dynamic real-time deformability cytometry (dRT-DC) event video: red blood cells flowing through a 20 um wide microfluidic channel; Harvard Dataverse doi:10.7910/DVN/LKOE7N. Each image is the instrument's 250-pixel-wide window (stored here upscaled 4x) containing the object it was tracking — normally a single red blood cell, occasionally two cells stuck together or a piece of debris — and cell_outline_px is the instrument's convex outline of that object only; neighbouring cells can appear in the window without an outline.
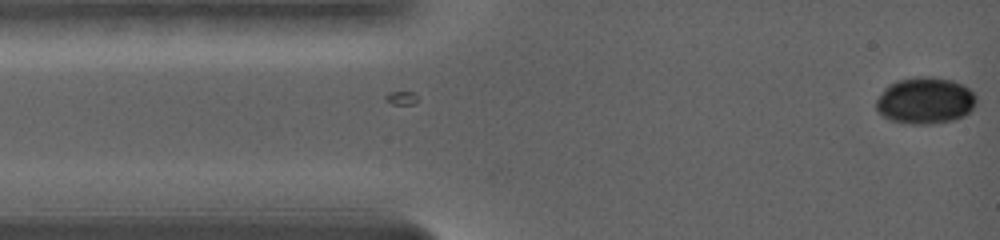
{"species": "common noctule bat (a hibernating species)", "species_latin": "Nyctalus noctula", "temperature_condition": "warm", "stored_images_in_passage": 36, "camera_frame_rate_fps": 5000, "um_per_image_px": 0.085, "animal": {"sex": "female", "body_mass_g": 19.0, "forearm_length_mm": 56.7}, "frame": {"image": 1, "passage_image": 1, "time_ms": 0.0, "image_size_px": [1000, 240], "cell_outline_px": [[972, 108], [968, 112], [952, 120], [928, 124], [916, 124], [892, 120], [884, 116], [876, 108], [876, 100], [892, 84], [900, 80], [948, 80], [960, 84], [968, 88], [972, 92]], "centroid_in_image_um": [78.61, 8.62], "position_along_channel_um": 6.4, "area_um2": 25.14}}
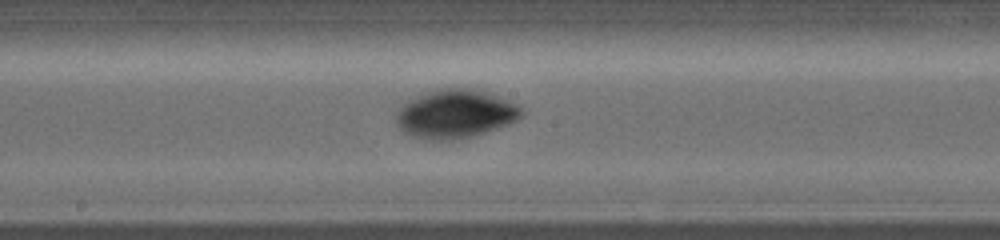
{"frame": {"image": 2, "passage_image": 20, "time_ms": 7.6, "image_size_px": [1000, 240], "cell_outline_px": [[524, 112], [516, 120], [508, 124], [460, 140], [436, 140], [412, 136], [404, 132], [396, 124], [396, 116], [400, 108], [408, 100], [428, 92], [440, 88], [468, 88], [484, 92], [496, 96], [516, 104]], "centroid_in_image_um": [38.68, 9.69], "position_along_channel_um": 209.5, "area_um2": 34.91}}
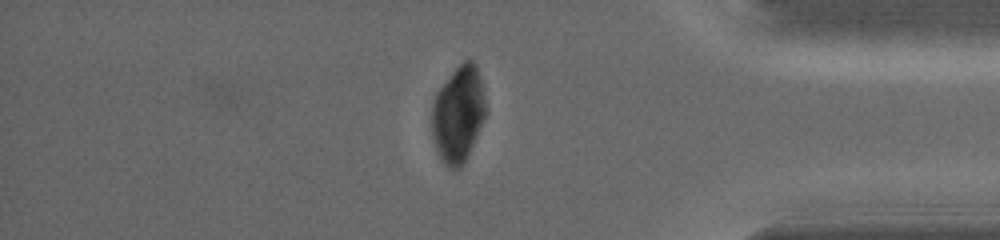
{"frame": {"image": 3, "passage_image": 36, "time_ms": 13.4, "image_size_px": [1000, 240], "cell_outline_px": [[484, 116], [468, 152], [460, 168], [448, 168], [440, 160], [432, 136], [432, 100], [436, 92], [452, 72], [464, 60], [472, 60], [476, 64], [480, 76], [484, 96]], "centroid_in_image_um": [38.9, 9.68], "position_along_channel_um": 396.3, "area_um2": 29.59}}